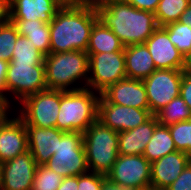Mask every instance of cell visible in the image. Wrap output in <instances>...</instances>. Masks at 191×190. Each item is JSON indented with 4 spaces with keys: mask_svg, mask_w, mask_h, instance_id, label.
<instances>
[{
    "mask_svg": "<svg viewBox=\"0 0 191 190\" xmlns=\"http://www.w3.org/2000/svg\"><path fill=\"white\" fill-rule=\"evenodd\" d=\"M180 96L191 110V72L186 69L183 71Z\"/></svg>",
    "mask_w": 191,
    "mask_h": 190,
    "instance_id": "836d02e7",
    "label": "cell"
},
{
    "mask_svg": "<svg viewBox=\"0 0 191 190\" xmlns=\"http://www.w3.org/2000/svg\"><path fill=\"white\" fill-rule=\"evenodd\" d=\"M101 190H132V189L119 186L118 184H115L111 182L108 178H106L102 183Z\"/></svg>",
    "mask_w": 191,
    "mask_h": 190,
    "instance_id": "ab89813d",
    "label": "cell"
},
{
    "mask_svg": "<svg viewBox=\"0 0 191 190\" xmlns=\"http://www.w3.org/2000/svg\"><path fill=\"white\" fill-rule=\"evenodd\" d=\"M0 125V163L28 151L25 123L14 112Z\"/></svg>",
    "mask_w": 191,
    "mask_h": 190,
    "instance_id": "9a60e30c",
    "label": "cell"
},
{
    "mask_svg": "<svg viewBox=\"0 0 191 190\" xmlns=\"http://www.w3.org/2000/svg\"><path fill=\"white\" fill-rule=\"evenodd\" d=\"M45 166L63 177L89 172L83 145V132H66L61 140H58L56 152Z\"/></svg>",
    "mask_w": 191,
    "mask_h": 190,
    "instance_id": "52a82bcc",
    "label": "cell"
},
{
    "mask_svg": "<svg viewBox=\"0 0 191 190\" xmlns=\"http://www.w3.org/2000/svg\"><path fill=\"white\" fill-rule=\"evenodd\" d=\"M1 185H2V168L0 163V190H1Z\"/></svg>",
    "mask_w": 191,
    "mask_h": 190,
    "instance_id": "ee69618b",
    "label": "cell"
},
{
    "mask_svg": "<svg viewBox=\"0 0 191 190\" xmlns=\"http://www.w3.org/2000/svg\"><path fill=\"white\" fill-rule=\"evenodd\" d=\"M9 62L0 59V105L8 106V94L5 87Z\"/></svg>",
    "mask_w": 191,
    "mask_h": 190,
    "instance_id": "e575fe53",
    "label": "cell"
},
{
    "mask_svg": "<svg viewBox=\"0 0 191 190\" xmlns=\"http://www.w3.org/2000/svg\"><path fill=\"white\" fill-rule=\"evenodd\" d=\"M155 116L159 125L170 126L191 119V110L181 96H179L170 101Z\"/></svg>",
    "mask_w": 191,
    "mask_h": 190,
    "instance_id": "d4e9b609",
    "label": "cell"
},
{
    "mask_svg": "<svg viewBox=\"0 0 191 190\" xmlns=\"http://www.w3.org/2000/svg\"><path fill=\"white\" fill-rule=\"evenodd\" d=\"M13 111L25 125L56 127L60 107V90L46 89L24 98ZM18 110V111H17ZM18 112V113H17Z\"/></svg>",
    "mask_w": 191,
    "mask_h": 190,
    "instance_id": "8992f818",
    "label": "cell"
},
{
    "mask_svg": "<svg viewBox=\"0 0 191 190\" xmlns=\"http://www.w3.org/2000/svg\"><path fill=\"white\" fill-rule=\"evenodd\" d=\"M169 34L170 41L187 59L191 55V28L179 21L163 27Z\"/></svg>",
    "mask_w": 191,
    "mask_h": 190,
    "instance_id": "83f0119b",
    "label": "cell"
},
{
    "mask_svg": "<svg viewBox=\"0 0 191 190\" xmlns=\"http://www.w3.org/2000/svg\"><path fill=\"white\" fill-rule=\"evenodd\" d=\"M158 120L153 115L144 124L136 128L118 132L119 138V155H143L146 145L150 141Z\"/></svg>",
    "mask_w": 191,
    "mask_h": 190,
    "instance_id": "ffe728a7",
    "label": "cell"
},
{
    "mask_svg": "<svg viewBox=\"0 0 191 190\" xmlns=\"http://www.w3.org/2000/svg\"><path fill=\"white\" fill-rule=\"evenodd\" d=\"M186 70L191 72V55L187 58Z\"/></svg>",
    "mask_w": 191,
    "mask_h": 190,
    "instance_id": "7bdbcfd3",
    "label": "cell"
},
{
    "mask_svg": "<svg viewBox=\"0 0 191 190\" xmlns=\"http://www.w3.org/2000/svg\"><path fill=\"white\" fill-rule=\"evenodd\" d=\"M62 7L64 6H89L96 2V0H56Z\"/></svg>",
    "mask_w": 191,
    "mask_h": 190,
    "instance_id": "f35d334b",
    "label": "cell"
},
{
    "mask_svg": "<svg viewBox=\"0 0 191 190\" xmlns=\"http://www.w3.org/2000/svg\"><path fill=\"white\" fill-rule=\"evenodd\" d=\"M149 109H137L108 102L101 94L98 101V120L116 132L127 131L148 121Z\"/></svg>",
    "mask_w": 191,
    "mask_h": 190,
    "instance_id": "7c38bea8",
    "label": "cell"
},
{
    "mask_svg": "<svg viewBox=\"0 0 191 190\" xmlns=\"http://www.w3.org/2000/svg\"><path fill=\"white\" fill-rule=\"evenodd\" d=\"M57 190H78V176L64 177Z\"/></svg>",
    "mask_w": 191,
    "mask_h": 190,
    "instance_id": "74e56055",
    "label": "cell"
},
{
    "mask_svg": "<svg viewBox=\"0 0 191 190\" xmlns=\"http://www.w3.org/2000/svg\"><path fill=\"white\" fill-rule=\"evenodd\" d=\"M179 22L189 25L191 28V3L188 5L186 10L182 13Z\"/></svg>",
    "mask_w": 191,
    "mask_h": 190,
    "instance_id": "60d3db41",
    "label": "cell"
},
{
    "mask_svg": "<svg viewBox=\"0 0 191 190\" xmlns=\"http://www.w3.org/2000/svg\"><path fill=\"white\" fill-rule=\"evenodd\" d=\"M100 94L112 104L149 109L146 88L140 79L125 78L111 84Z\"/></svg>",
    "mask_w": 191,
    "mask_h": 190,
    "instance_id": "2e32d148",
    "label": "cell"
},
{
    "mask_svg": "<svg viewBox=\"0 0 191 190\" xmlns=\"http://www.w3.org/2000/svg\"><path fill=\"white\" fill-rule=\"evenodd\" d=\"M61 7L56 0H10V20H39L50 24Z\"/></svg>",
    "mask_w": 191,
    "mask_h": 190,
    "instance_id": "d6986e66",
    "label": "cell"
},
{
    "mask_svg": "<svg viewBox=\"0 0 191 190\" xmlns=\"http://www.w3.org/2000/svg\"><path fill=\"white\" fill-rule=\"evenodd\" d=\"M44 63L47 89L70 91L87 87L89 78L87 51L50 53L44 57Z\"/></svg>",
    "mask_w": 191,
    "mask_h": 190,
    "instance_id": "3957f363",
    "label": "cell"
},
{
    "mask_svg": "<svg viewBox=\"0 0 191 190\" xmlns=\"http://www.w3.org/2000/svg\"><path fill=\"white\" fill-rule=\"evenodd\" d=\"M177 151L191 156V119L168 126Z\"/></svg>",
    "mask_w": 191,
    "mask_h": 190,
    "instance_id": "f546056e",
    "label": "cell"
},
{
    "mask_svg": "<svg viewBox=\"0 0 191 190\" xmlns=\"http://www.w3.org/2000/svg\"><path fill=\"white\" fill-rule=\"evenodd\" d=\"M5 87L8 94V107L13 108L16 101L19 104L29 95L46 90L45 64L30 66L24 63L9 62ZM10 95L12 99H15L14 103Z\"/></svg>",
    "mask_w": 191,
    "mask_h": 190,
    "instance_id": "ba28073f",
    "label": "cell"
},
{
    "mask_svg": "<svg viewBox=\"0 0 191 190\" xmlns=\"http://www.w3.org/2000/svg\"><path fill=\"white\" fill-rule=\"evenodd\" d=\"M124 52V45L110 28L97 21L91 31L87 53Z\"/></svg>",
    "mask_w": 191,
    "mask_h": 190,
    "instance_id": "603a6c76",
    "label": "cell"
},
{
    "mask_svg": "<svg viewBox=\"0 0 191 190\" xmlns=\"http://www.w3.org/2000/svg\"><path fill=\"white\" fill-rule=\"evenodd\" d=\"M184 70L156 69L143 79L150 112L155 115L174 98L180 96Z\"/></svg>",
    "mask_w": 191,
    "mask_h": 190,
    "instance_id": "8fae6325",
    "label": "cell"
},
{
    "mask_svg": "<svg viewBox=\"0 0 191 190\" xmlns=\"http://www.w3.org/2000/svg\"><path fill=\"white\" fill-rule=\"evenodd\" d=\"M165 190H191V161L187 164L178 178Z\"/></svg>",
    "mask_w": 191,
    "mask_h": 190,
    "instance_id": "d6a6232c",
    "label": "cell"
},
{
    "mask_svg": "<svg viewBox=\"0 0 191 190\" xmlns=\"http://www.w3.org/2000/svg\"><path fill=\"white\" fill-rule=\"evenodd\" d=\"M191 0H160L154 12L158 26L164 27L179 21Z\"/></svg>",
    "mask_w": 191,
    "mask_h": 190,
    "instance_id": "484cf974",
    "label": "cell"
},
{
    "mask_svg": "<svg viewBox=\"0 0 191 190\" xmlns=\"http://www.w3.org/2000/svg\"><path fill=\"white\" fill-rule=\"evenodd\" d=\"M63 178L45 165H37L31 190H57Z\"/></svg>",
    "mask_w": 191,
    "mask_h": 190,
    "instance_id": "f1b7e54d",
    "label": "cell"
},
{
    "mask_svg": "<svg viewBox=\"0 0 191 190\" xmlns=\"http://www.w3.org/2000/svg\"><path fill=\"white\" fill-rule=\"evenodd\" d=\"M28 139V150L37 165H45L58 147V140L66 133L56 127L41 128L25 125Z\"/></svg>",
    "mask_w": 191,
    "mask_h": 190,
    "instance_id": "ac0fdd59",
    "label": "cell"
},
{
    "mask_svg": "<svg viewBox=\"0 0 191 190\" xmlns=\"http://www.w3.org/2000/svg\"><path fill=\"white\" fill-rule=\"evenodd\" d=\"M89 78L87 88L98 93L127 78L124 52L88 53Z\"/></svg>",
    "mask_w": 191,
    "mask_h": 190,
    "instance_id": "9c48e42d",
    "label": "cell"
},
{
    "mask_svg": "<svg viewBox=\"0 0 191 190\" xmlns=\"http://www.w3.org/2000/svg\"><path fill=\"white\" fill-rule=\"evenodd\" d=\"M176 146L172 139L168 126L157 125L154 133L146 145L143 156L150 162H154L169 153L175 152Z\"/></svg>",
    "mask_w": 191,
    "mask_h": 190,
    "instance_id": "cb8c5ba5",
    "label": "cell"
},
{
    "mask_svg": "<svg viewBox=\"0 0 191 190\" xmlns=\"http://www.w3.org/2000/svg\"><path fill=\"white\" fill-rule=\"evenodd\" d=\"M10 21V0H0V25Z\"/></svg>",
    "mask_w": 191,
    "mask_h": 190,
    "instance_id": "8d00e7d4",
    "label": "cell"
},
{
    "mask_svg": "<svg viewBox=\"0 0 191 190\" xmlns=\"http://www.w3.org/2000/svg\"><path fill=\"white\" fill-rule=\"evenodd\" d=\"M137 9L154 13L160 0H124Z\"/></svg>",
    "mask_w": 191,
    "mask_h": 190,
    "instance_id": "d590c367",
    "label": "cell"
},
{
    "mask_svg": "<svg viewBox=\"0 0 191 190\" xmlns=\"http://www.w3.org/2000/svg\"><path fill=\"white\" fill-rule=\"evenodd\" d=\"M13 110L15 109L12 107L0 105V125L12 114Z\"/></svg>",
    "mask_w": 191,
    "mask_h": 190,
    "instance_id": "b9f144b4",
    "label": "cell"
},
{
    "mask_svg": "<svg viewBox=\"0 0 191 190\" xmlns=\"http://www.w3.org/2000/svg\"><path fill=\"white\" fill-rule=\"evenodd\" d=\"M107 178L132 190H151V163L143 155H118Z\"/></svg>",
    "mask_w": 191,
    "mask_h": 190,
    "instance_id": "30bf717a",
    "label": "cell"
},
{
    "mask_svg": "<svg viewBox=\"0 0 191 190\" xmlns=\"http://www.w3.org/2000/svg\"><path fill=\"white\" fill-rule=\"evenodd\" d=\"M1 190H31L37 169L36 161L28 150L1 164Z\"/></svg>",
    "mask_w": 191,
    "mask_h": 190,
    "instance_id": "5bb4252c",
    "label": "cell"
},
{
    "mask_svg": "<svg viewBox=\"0 0 191 190\" xmlns=\"http://www.w3.org/2000/svg\"><path fill=\"white\" fill-rule=\"evenodd\" d=\"M44 55L26 36L19 35L16 39L11 63H24L35 66L44 63Z\"/></svg>",
    "mask_w": 191,
    "mask_h": 190,
    "instance_id": "4316f807",
    "label": "cell"
},
{
    "mask_svg": "<svg viewBox=\"0 0 191 190\" xmlns=\"http://www.w3.org/2000/svg\"><path fill=\"white\" fill-rule=\"evenodd\" d=\"M156 69L185 70L187 59L170 41L168 32L158 26L145 41Z\"/></svg>",
    "mask_w": 191,
    "mask_h": 190,
    "instance_id": "4fadbf2b",
    "label": "cell"
},
{
    "mask_svg": "<svg viewBox=\"0 0 191 190\" xmlns=\"http://www.w3.org/2000/svg\"><path fill=\"white\" fill-rule=\"evenodd\" d=\"M83 145L90 172L107 175L118 158V132L98 119L83 132Z\"/></svg>",
    "mask_w": 191,
    "mask_h": 190,
    "instance_id": "5b68a950",
    "label": "cell"
},
{
    "mask_svg": "<svg viewBox=\"0 0 191 190\" xmlns=\"http://www.w3.org/2000/svg\"><path fill=\"white\" fill-rule=\"evenodd\" d=\"M100 93L90 88L60 90L56 128L63 132H85L98 119Z\"/></svg>",
    "mask_w": 191,
    "mask_h": 190,
    "instance_id": "277c9868",
    "label": "cell"
},
{
    "mask_svg": "<svg viewBox=\"0 0 191 190\" xmlns=\"http://www.w3.org/2000/svg\"><path fill=\"white\" fill-rule=\"evenodd\" d=\"M124 57L127 78L143 80L156 70L145 43L124 46Z\"/></svg>",
    "mask_w": 191,
    "mask_h": 190,
    "instance_id": "44dd1931",
    "label": "cell"
},
{
    "mask_svg": "<svg viewBox=\"0 0 191 190\" xmlns=\"http://www.w3.org/2000/svg\"><path fill=\"white\" fill-rule=\"evenodd\" d=\"M106 178V175L90 171L78 175V190H101L102 183Z\"/></svg>",
    "mask_w": 191,
    "mask_h": 190,
    "instance_id": "1f68e13d",
    "label": "cell"
},
{
    "mask_svg": "<svg viewBox=\"0 0 191 190\" xmlns=\"http://www.w3.org/2000/svg\"><path fill=\"white\" fill-rule=\"evenodd\" d=\"M19 35L26 36L44 56L50 54V28L39 20H10Z\"/></svg>",
    "mask_w": 191,
    "mask_h": 190,
    "instance_id": "7402d4cb",
    "label": "cell"
},
{
    "mask_svg": "<svg viewBox=\"0 0 191 190\" xmlns=\"http://www.w3.org/2000/svg\"><path fill=\"white\" fill-rule=\"evenodd\" d=\"M94 7L98 21L110 28L124 46L144 44L158 27L154 13L124 0H99Z\"/></svg>",
    "mask_w": 191,
    "mask_h": 190,
    "instance_id": "6da1fadb",
    "label": "cell"
},
{
    "mask_svg": "<svg viewBox=\"0 0 191 190\" xmlns=\"http://www.w3.org/2000/svg\"><path fill=\"white\" fill-rule=\"evenodd\" d=\"M191 161V156L175 151L151 163V190H165Z\"/></svg>",
    "mask_w": 191,
    "mask_h": 190,
    "instance_id": "e0dca14e",
    "label": "cell"
},
{
    "mask_svg": "<svg viewBox=\"0 0 191 190\" xmlns=\"http://www.w3.org/2000/svg\"><path fill=\"white\" fill-rule=\"evenodd\" d=\"M98 16L94 4L61 7L49 24L50 53L87 51Z\"/></svg>",
    "mask_w": 191,
    "mask_h": 190,
    "instance_id": "7a4b0ae2",
    "label": "cell"
},
{
    "mask_svg": "<svg viewBox=\"0 0 191 190\" xmlns=\"http://www.w3.org/2000/svg\"><path fill=\"white\" fill-rule=\"evenodd\" d=\"M19 33L11 21L0 25V59L10 62L12 60L16 39Z\"/></svg>",
    "mask_w": 191,
    "mask_h": 190,
    "instance_id": "4dcf8cb0",
    "label": "cell"
}]
</instances>
